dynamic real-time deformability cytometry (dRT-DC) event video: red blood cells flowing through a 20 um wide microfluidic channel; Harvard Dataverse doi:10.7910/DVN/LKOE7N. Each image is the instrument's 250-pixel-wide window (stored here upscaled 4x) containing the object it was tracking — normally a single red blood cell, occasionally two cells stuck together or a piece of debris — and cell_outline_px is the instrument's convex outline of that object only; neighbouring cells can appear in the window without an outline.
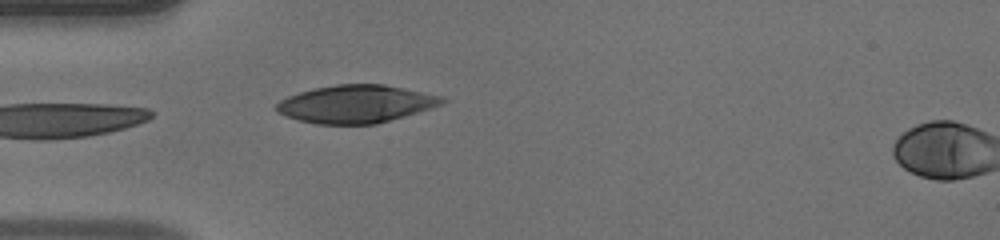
{"species": "human", "species_latin": "Homo sapiens", "temperature_condition": "warm", "stored_images_in_passage": 22, "camera_frame_rate_fps": 3000, "um_per_image_px": 0.085, "donor": {"sex": "male"}, "frame": {"image": 1, "passage_image": 1, "time_ms": 0.0, "image_size_px": [1000, 240], "cell_outline_px": [[448, 100], [444, 104], [432, 108], [376, 124], [316, 124], [300, 120], [276, 112], [276, 104], [280, 100], [288, 96], [312, 88], [336, 84], [384, 84], [444, 96]], "centroid_in_image_um": [30.29, 8.83], "position_along_channel_um": 54.7, "area_um2": 36.59}}